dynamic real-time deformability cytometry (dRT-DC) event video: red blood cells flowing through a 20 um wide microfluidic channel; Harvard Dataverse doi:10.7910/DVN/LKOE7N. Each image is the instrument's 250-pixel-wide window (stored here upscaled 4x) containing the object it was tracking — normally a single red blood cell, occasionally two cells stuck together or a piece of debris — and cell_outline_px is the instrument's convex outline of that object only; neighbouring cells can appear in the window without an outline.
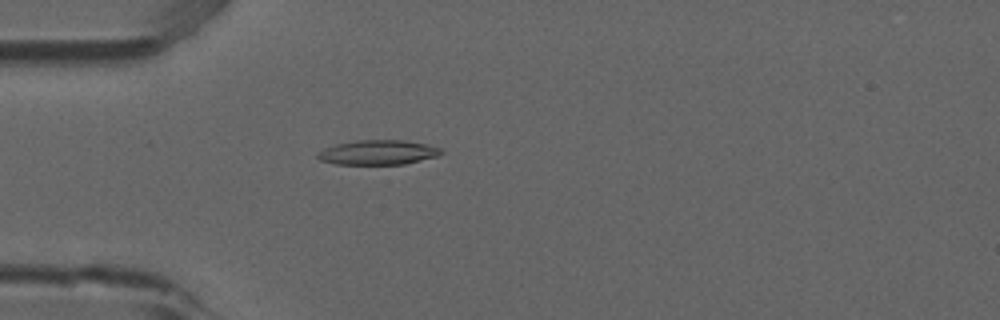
{"species": "common noctule bat (a hibernating species)", "species_latin": "Nyctalus noctula", "temperature_condition": "room temperature", "stored_images_in_passage": 4, "camera_frame_rate_fps": 3000, "um_per_image_px": 0.085, "animal": {"sex": "male", "forearm_length_mm": 52.5}, "frame": {"image": 1, "passage_image": 4, "time_ms": 1.0, "image_size_px": [1000, 320], "cell_outline_px": [[444, 152], [436, 156], [404, 164], [336, 164], [320, 160], [316, 156], [316, 152], [324, 148], [336, 144], [356, 140], [404, 140], [424, 144], [440, 148]], "centroid_in_image_um": [32.07, 12.95], "position_along_channel_um": 52.9, "area_um2": 17.63}}